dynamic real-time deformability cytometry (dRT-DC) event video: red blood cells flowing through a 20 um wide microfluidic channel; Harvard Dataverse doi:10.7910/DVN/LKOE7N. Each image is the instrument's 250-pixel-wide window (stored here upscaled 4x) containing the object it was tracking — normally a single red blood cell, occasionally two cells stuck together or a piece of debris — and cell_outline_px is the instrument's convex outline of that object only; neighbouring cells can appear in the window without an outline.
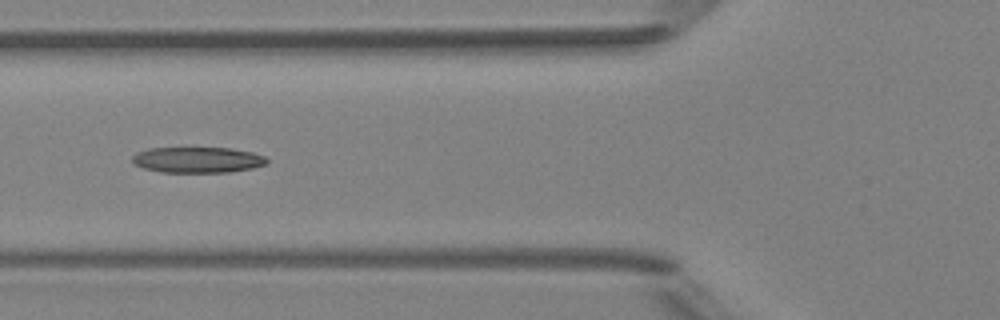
{"species": "Egyptian fruit bat (a non-hibernating species)", "species_latin": "Rousettus aegyptiacus", "temperature_condition": "room temperature", "stored_images_in_passage": 7, "camera_frame_rate_fps": 3000, "um_per_image_px": 0.085, "animal": {"sex": "female"}, "frame": {"image": 1, "passage_image": 6, "time_ms": 5.667, "image_size_px": [1000, 320], "cell_outline_px": [[268, 160], [264, 164], [252, 168], [228, 172], [160, 172], [144, 168], [132, 164], [132, 156], [136, 152], [148, 148], [232, 148], [252, 152], [264, 156]], "centroid_in_image_um": [16.74, 13.58], "position_along_channel_um": 109.1, "area_um2": 20.23}}
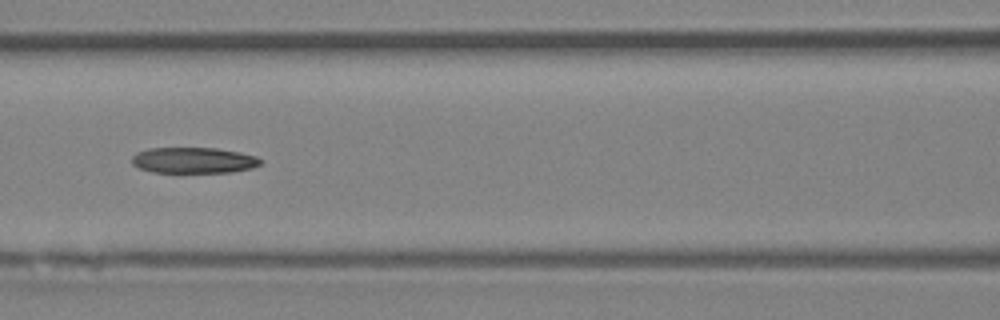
{"frame": {"image": 2, "passage_image": 7, "time_ms": 6.667, "image_size_px": [1000, 320], "cell_outline_px": [[264, 160], [260, 164], [252, 168], [228, 172], [152, 172], [140, 168], [132, 164], [132, 156], [136, 152], [148, 148], [216, 148], [240, 152], [256, 156]], "centroid_in_image_um": [16.46, 13.62], "position_along_channel_um": 150.1, "area_um2": 19.42}}